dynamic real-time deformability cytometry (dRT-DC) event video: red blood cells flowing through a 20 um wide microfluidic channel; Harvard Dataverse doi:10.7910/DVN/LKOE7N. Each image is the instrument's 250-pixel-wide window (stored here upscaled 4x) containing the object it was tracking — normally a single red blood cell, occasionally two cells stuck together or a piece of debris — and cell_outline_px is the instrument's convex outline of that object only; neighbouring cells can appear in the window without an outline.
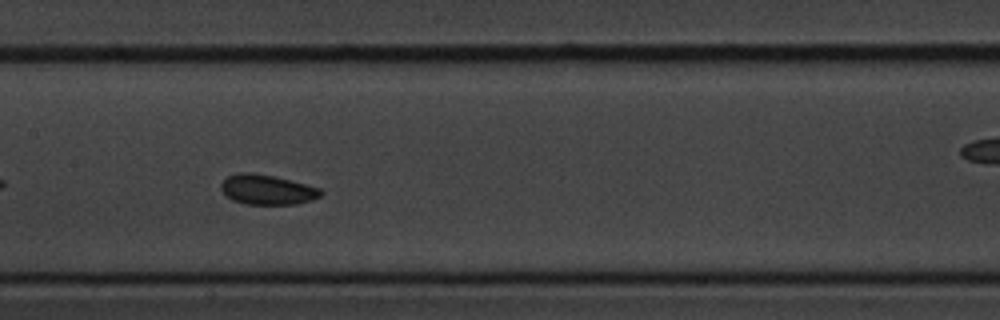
{"species": "common noctule bat (a hibernating species)", "species_latin": "Nyctalus noctula", "temperature_condition": "cold", "stored_images_in_passage": 13, "camera_frame_rate_fps": 3000, "um_per_image_px": 0.085, "animal": {"sex": "male", "body_mass_g": 20.1, "forearm_length_mm": 53.5}, "frame": {"image": 1, "passage_image": 8, "time_ms": 8.667, "image_size_px": [1000, 320], "cell_outline_px": [[324, 192], [320, 196], [312, 200], [296, 204], [244, 204], [232, 200], [220, 188], [220, 184], [228, 176], [240, 172], [252, 172], [272, 176], [320, 188]], "centroid_in_image_um": [22.7, 16.12], "position_along_channel_um": 184.7, "area_um2": 17.22}}
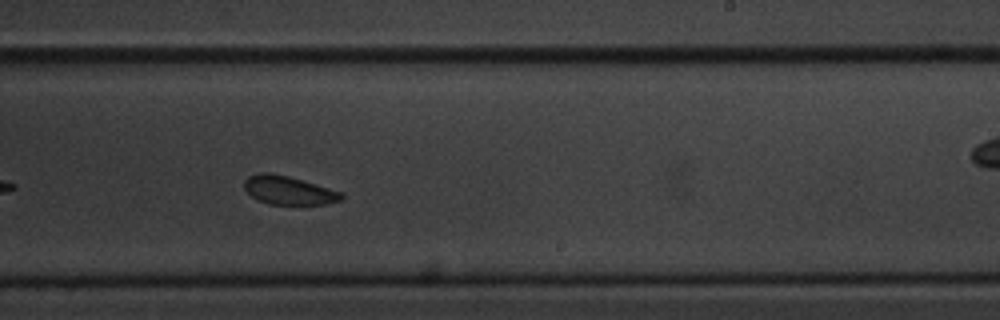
{"frame": {"image": 2, "passage_image": 10, "time_ms": 11.0, "image_size_px": [1000, 320], "cell_outline_px": [[344, 196], [340, 200], [324, 204], [268, 204], [256, 200], [244, 188], [244, 180], [248, 176], [260, 172], [268, 172], [288, 176], [328, 188], [340, 192]], "centroid_in_image_um": [24.46, 16.17], "position_along_channel_um": 264.5, "area_um2": 15.95}}
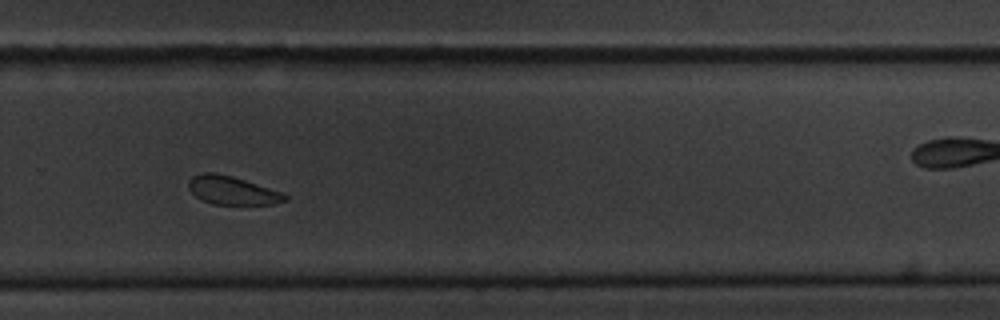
{"frame": {"image": 3, "passage_image": 11, "time_ms": 12.333, "image_size_px": [1000, 320], "cell_outline_px": [[288, 200], [272, 204], [212, 204], [196, 196], [188, 188], [188, 180], [192, 176], [204, 172], [216, 172], [232, 176], [284, 192], [288, 196]], "centroid_in_image_um": [19.75, 16.17], "position_along_channel_um": 310.0, "area_um2": 16.01}}